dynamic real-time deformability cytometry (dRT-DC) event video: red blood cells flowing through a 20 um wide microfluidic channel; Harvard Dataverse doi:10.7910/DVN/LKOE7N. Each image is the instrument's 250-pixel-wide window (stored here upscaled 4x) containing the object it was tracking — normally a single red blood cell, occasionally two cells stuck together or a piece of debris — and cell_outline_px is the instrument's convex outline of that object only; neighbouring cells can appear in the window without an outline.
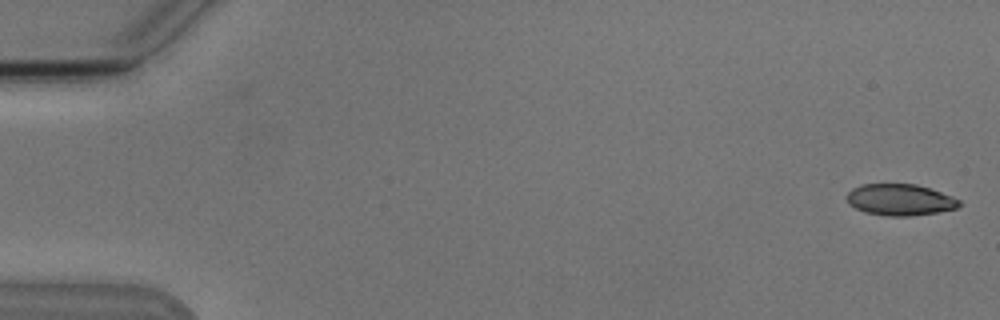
{"species": "Egyptian fruit bat (a non-hibernating species)", "species_latin": "Rousettus aegyptiacus", "temperature_condition": "cold", "stored_images_in_passage": 2, "camera_frame_rate_fps": 3000, "um_per_image_px": 0.085, "animal": {"sex": "male"}, "frame": {"image": 1, "passage_image": 2, "time_ms": 1.333, "image_size_px": [1000, 320], "cell_outline_px": [[960, 204], [956, 208], [936, 212], [908, 216], [888, 216], [864, 212], [848, 204], [848, 192], [852, 188], [860, 184], [916, 184], [952, 196], [960, 200]], "centroid_in_image_um": [76.47, 16.97], "position_along_channel_um": 8.5, "area_um2": 20.4}}